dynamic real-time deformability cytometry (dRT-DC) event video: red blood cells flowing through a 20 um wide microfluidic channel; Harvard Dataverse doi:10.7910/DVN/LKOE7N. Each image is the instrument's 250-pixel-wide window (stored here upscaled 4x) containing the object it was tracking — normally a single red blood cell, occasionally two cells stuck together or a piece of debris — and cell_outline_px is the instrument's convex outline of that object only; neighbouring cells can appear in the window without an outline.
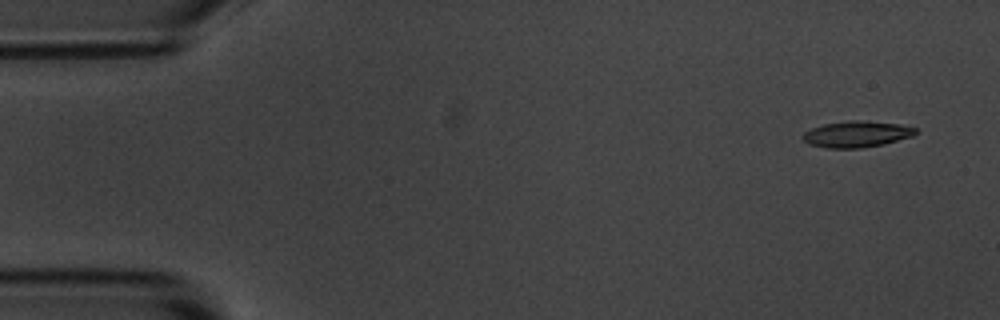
{"species": "common noctule bat (a hibernating species)", "species_latin": "Nyctalus noctula", "temperature_condition": "room temperature", "stored_images_in_passage": 5, "camera_frame_rate_fps": 3000, "um_per_image_px": 0.085, "animal": {"sex": "male", "body_mass_g": 20.1, "forearm_length_mm": 53.5}, "frame": {"image": 1, "passage_image": 1, "time_ms": 0.0, "image_size_px": [1000, 320], "cell_outline_px": [[920, 132], [912, 136], [884, 144], [860, 148], [828, 148], [812, 144], [804, 140], [804, 132], [812, 128], [824, 124], [852, 120], [860, 120], [900, 124], [916, 128]], "centroid_in_image_um": [72.88, 11.4], "position_along_channel_um": 12.1, "area_um2": 17.05}}
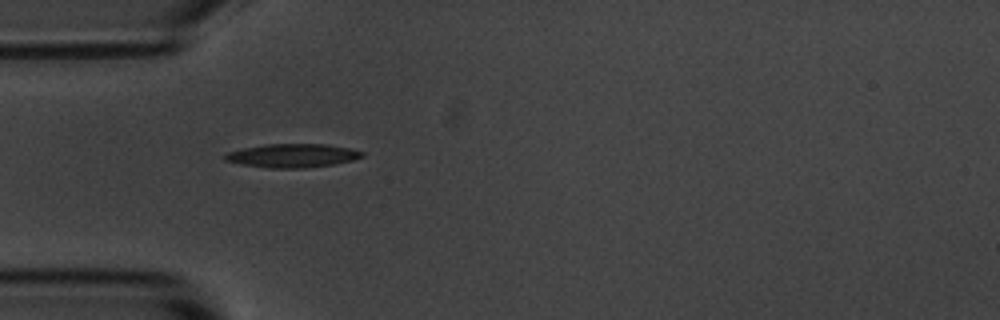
{"frame": {"image": 2, "passage_image": 4, "time_ms": 4.333, "image_size_px": [1000, 320], "cell_outline_px": [[364, 156], [352, 160], [332, 164], [304, 168], [268, 168], [240, 164], [224, 160], [224, 156], [228, 152], [244, 148], [268, 144], [324, 144], [352, 148], [364, 152]], "centroid_in_image_um": [24.87, 13.23], "position_along_channel_um": 60.1, "area_um2": 18.79}}